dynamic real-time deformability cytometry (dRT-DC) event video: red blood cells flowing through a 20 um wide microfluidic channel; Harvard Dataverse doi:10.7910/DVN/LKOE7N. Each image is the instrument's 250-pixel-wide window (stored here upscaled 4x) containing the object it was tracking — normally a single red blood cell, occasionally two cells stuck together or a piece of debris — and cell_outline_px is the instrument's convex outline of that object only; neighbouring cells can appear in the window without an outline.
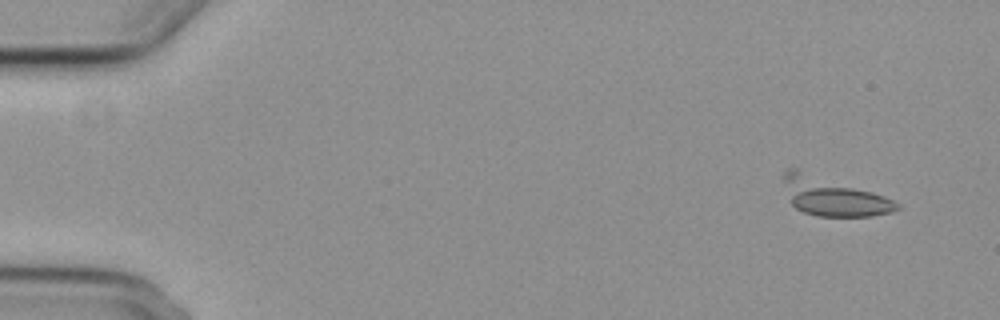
{"species": "common noctule bat (a hibernating species)", "species_latin": "Nyctalus noctula", "temperature_condition": "cold", "stored_images_in_passage": 4, "camera_frame_rate_fps": 3000, "um_per_image_px": 0.085, "animal": {"sex": "female", "body_mass_g": 29.2, "forearm_length_mm": 56.3}, "frame": {"image": 1, "passage_image": 1, "time_ms": 0.0, "image_size_px": [1000, 320], "cell_outline_px": [[900, 208], [892, 212], [872, 216], [816, 216], [804, 212], [796, 208], [792, 204], [784, 180], [784, 172], [788, 168], [796, 168], [872, 192], [884, 196], [900, 204]], "centroid_in_image_um": [70.83, 16.71], "position_along_channel_um": 14.2, "area_um2": 24.8}}
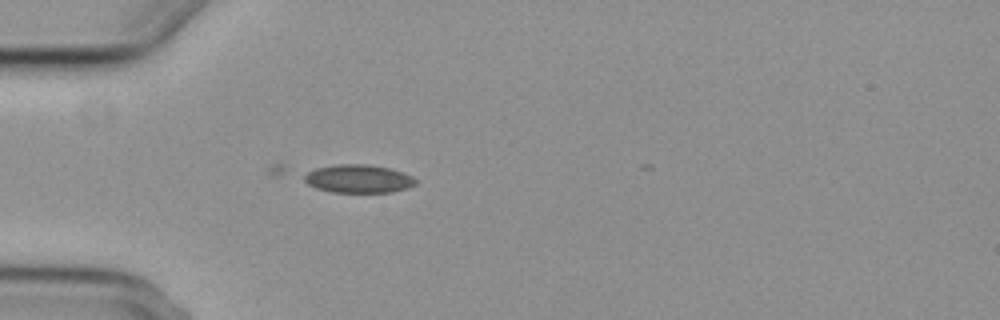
{"frame": {"image": 2, "passage_image": 4, "time_ms": 4.333, "image_size_px": [1000, 320], "cell_outline_px": [[416, 184], [408, 188], [392, 192], [332, 192], [316, 188], [308, 184], [304, 180], [304, 176], [308, 172], [316, 168], [336, 164], [364, 164], [388, 168], [412, 176], [416, 180]], "centroid_in_image_um": [30.46, 15.2], "position_along_channel_um": 54.5, "area_um2": 18.15}}